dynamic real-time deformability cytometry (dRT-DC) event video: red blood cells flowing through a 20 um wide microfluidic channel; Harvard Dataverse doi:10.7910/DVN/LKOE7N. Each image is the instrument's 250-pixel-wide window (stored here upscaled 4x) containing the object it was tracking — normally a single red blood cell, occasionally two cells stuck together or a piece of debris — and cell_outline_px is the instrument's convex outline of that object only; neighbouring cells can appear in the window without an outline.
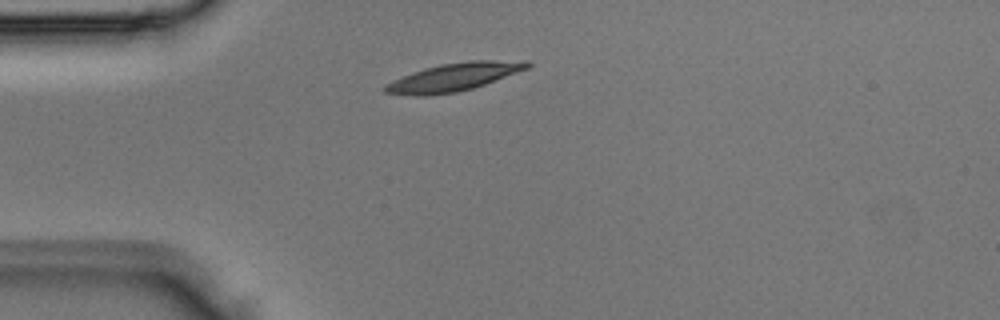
{"species": "Egyptian fruit bat (a non-hibernating species)", "species_latin": "Rousettus aegyptiacus", "temperature_condition": "room temperature", "stored_images_in_passage": 2, "segment_of_instrument_passage": [2, 2], "camera_frame_rate_fps": 3000, "um_per_image_px": 0.085, "animal": {"sex": "male"}, "frame": {"image": 1, "passage_image": 2, "time_ms": 0.333, "image_size_px": [1000, 320], "cell_outline_px": [[532, 64], [528, 68], [484, 84], [472, 88], [456, 92], [424, 96], [416, 96], [384, 92], [384, 84], [392, 80], [412, 72], [424, 68], [440, 64], [468, 60], [528, 60]], "centroid_in_image_um": [38.56, 6.53], "position_along_channel_um": 46.4, "area_um2": 23.18}}